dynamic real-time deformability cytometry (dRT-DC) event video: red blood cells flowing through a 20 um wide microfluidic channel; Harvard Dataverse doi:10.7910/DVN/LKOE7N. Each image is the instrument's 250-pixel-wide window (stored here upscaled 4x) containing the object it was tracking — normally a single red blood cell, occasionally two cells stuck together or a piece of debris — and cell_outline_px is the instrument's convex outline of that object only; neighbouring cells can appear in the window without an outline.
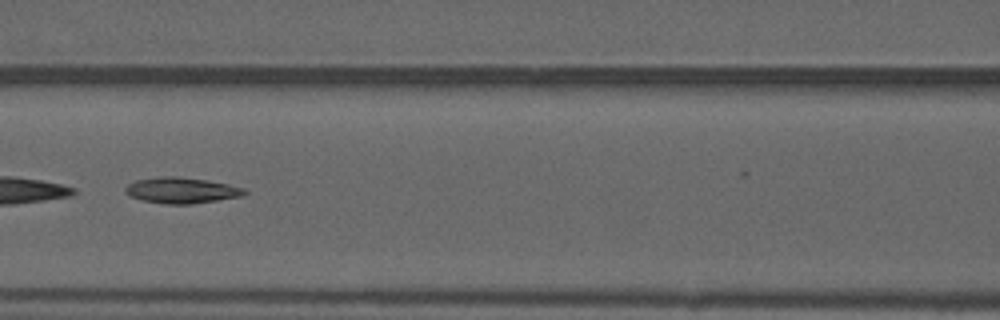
{"species": "common noctule bat (a hibernating species)", "species_latin": "Nyctalus noctula", "temperature_condition": "warm", "stored_images_in_passage": 48, "camera_frame_rate_fps": 3000, "um_per_image_px": 0.085, "animal": {"sex": "male", "forearm_length_mm": 52.5}, "frame": {"image": 1, "passage_image": 21, "time_ms": 6.667, "image_size_px": [1000, 320], "cell_outline_px": [[248, 192], [240, 196], [192, 204], [164, 204], [140, 200], [124, 192], [124, 188], [128, 184], [136, 180], [164, 176], [176, 176], [204, 180], [228, 184], [244, 188]], "centroid_in_image_um": [15.39, 16.18], "position_along_channel_um": 151.2, "area_um2": 17.8}}